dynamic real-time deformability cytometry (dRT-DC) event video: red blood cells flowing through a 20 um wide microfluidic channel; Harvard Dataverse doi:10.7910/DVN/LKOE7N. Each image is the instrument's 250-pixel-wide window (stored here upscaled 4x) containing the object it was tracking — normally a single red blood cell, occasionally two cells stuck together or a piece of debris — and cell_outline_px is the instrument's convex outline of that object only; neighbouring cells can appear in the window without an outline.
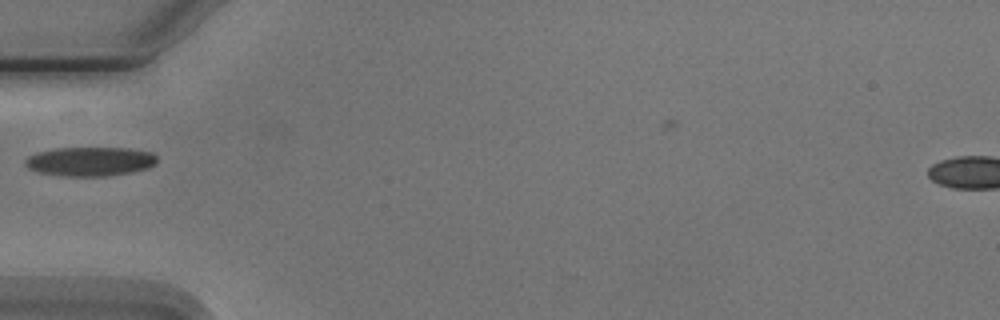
{"species": "Egyptian fruit bat (a non-hibernating species)", "species_latin": "Rousettus aegyptiacus", "temperature_condition": "cold", "stored_images_in_passage": 2, "camera_frame_rate_fps": 3000, "um_per_image_px": 0.085, "animal": {"sex": "male"}, "frame": {"image": 1, "passage_image": 2, "time_ms": 2.0, "image_size_px": [1000, 320], "cell_outline_px": [[156, 164], [148, 168], [132, 172], [108, 176], [68, 176], [40, 172], [28, 168], [24, 164], [24, 160], [28, 156], [36, 152], [56, 148], [128, 148], [152, 152], [156, 156]], "centroid_in_image_um": [7.67, 13.72], "position_along_channel_um": 77.3, "area_um2": 22.43}}